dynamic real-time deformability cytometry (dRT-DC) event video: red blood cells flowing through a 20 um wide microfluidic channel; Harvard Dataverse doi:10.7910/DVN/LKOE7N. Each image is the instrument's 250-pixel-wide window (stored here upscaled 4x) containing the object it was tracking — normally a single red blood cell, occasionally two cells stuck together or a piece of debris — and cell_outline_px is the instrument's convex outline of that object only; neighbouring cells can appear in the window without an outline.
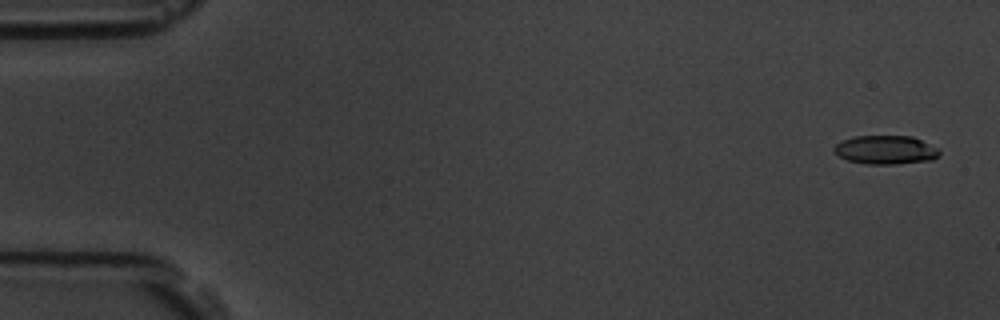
{"species": "common noctule bat (a hibernating species)", "species_latin": "Nyctalus noctula", "temperature_condition": "room temperature", "stored_images_in_passage": 5, "camera_frame_rate_fps": 3000, "um_per_image_px": 0.085, "animal": {"sex": "male", "body_mass_g": 19.5, "forearm_length_mm": 54.6}, "frame": {"image": 1, "passage_image": 1, "time_ms": 0.0, "image_size_px": [1000, 320], "cell_outline_px": [[940, 156], [932, 160], [896, 164], [864, 164], [848, 160], [840, 156], [832, 148], [836, 144], [852, 136], [912, 136], [936, 148], [940, 152]], "centroid_in_image_um": [75.28, 12.74], "position_along_channel_um": 9.7, "area_um2": 17.51}}